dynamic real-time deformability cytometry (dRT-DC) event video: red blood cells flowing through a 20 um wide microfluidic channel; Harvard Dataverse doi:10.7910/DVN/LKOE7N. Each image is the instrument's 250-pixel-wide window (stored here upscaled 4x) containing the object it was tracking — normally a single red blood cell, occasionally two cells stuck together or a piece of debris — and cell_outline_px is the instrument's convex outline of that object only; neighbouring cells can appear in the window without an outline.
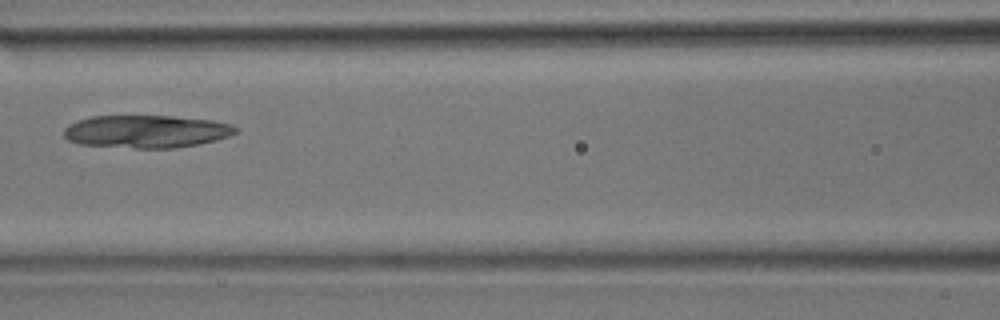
{"species": "common noctule bat (a hibernating species)", "species_latin": "Nyctalus noctula", "temperature_condition": "room temperature", "stored_images_in_passage": 13, "camera_frame_rate_fps": 3000, "um_per_image_px": 0.085, "animal": {"sex": "male", "body_mass_g": 17.9}, "frame": {"image": 1, "passage_image": 12, "time_ms": 3.667, "image_size_px": [1000, 320], "cell_outline_px": [[240, 128], [236, 132], [228, 136], [216, 140], [200, 144], [176, 148], [136, 148], [80, 144], [68, 140], [64, 136], [64, 128], [80, 120], [92, 116], [172, 116], [212, 120], [232, 124]], "centroid_in_image_um": [12.49, 11.18], "position_along_channel_um": 154.1, "area_um2": 32.71}}